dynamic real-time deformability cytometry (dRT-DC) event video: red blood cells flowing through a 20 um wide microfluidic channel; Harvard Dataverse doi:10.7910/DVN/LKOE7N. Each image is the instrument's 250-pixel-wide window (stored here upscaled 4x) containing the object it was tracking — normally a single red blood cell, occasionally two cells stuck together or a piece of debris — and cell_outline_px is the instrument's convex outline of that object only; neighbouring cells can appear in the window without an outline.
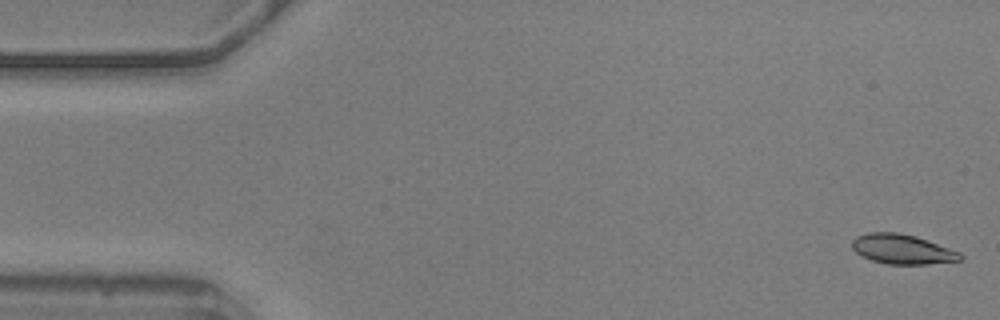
{"species": "common noctule bat (a hibernating species)", "species_latin": "Nyctalus noctula", "temperature_condition": "warm", "stored_images_in_passage": 56, "camera_frame_rate_fps": 3000, "um_per_image_px": 0.085, "animal": {"sex": "male", "body_mass_g": 20.5, "forearm_length_mm": 52.5}, "frame": {"image": 1, "passage_image": 1, "time_ms": 0.0, "image_size_px": [1000, 320], "cell_outline_px": [[964, 256], [960, 260], [928, 264], [888, 264], [872, 260], [860, 256], [852, 248], [852, 240], [856, 236], [868, 232], [896, 232], [916, 236], [960, 252]], "centroid_in_image_um": [76.67, 21.18], "position_along_channel_um": 8.3, "area_um2": 18.73}}
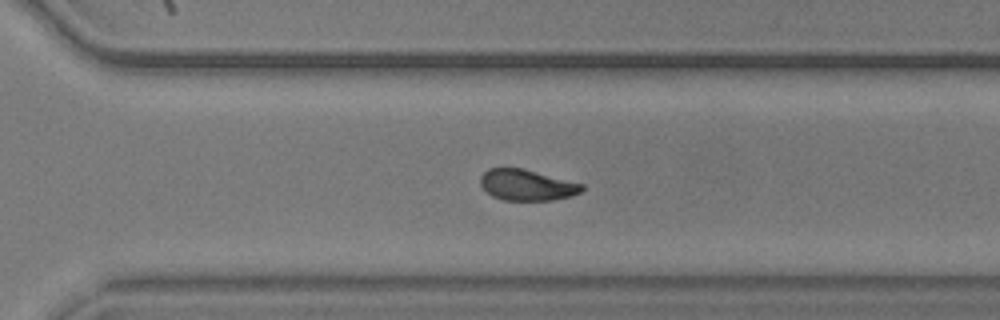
{"frame": {"image": 2, "passage_image": 38, "time_ms": 12.333, "image_size_px": [1000, 320], "cell_outline_px": [[584, 188], [580, 192], [572, 196], [552, 200], [504, 200], [492, 196], [480, 184], [480, 176], [488, 168], [520, 168], [584, 184]], "centroid_in_image_um": [44.78, 15.73], "position_along_channel_um": 325.8, "area_um2": 18.15}}
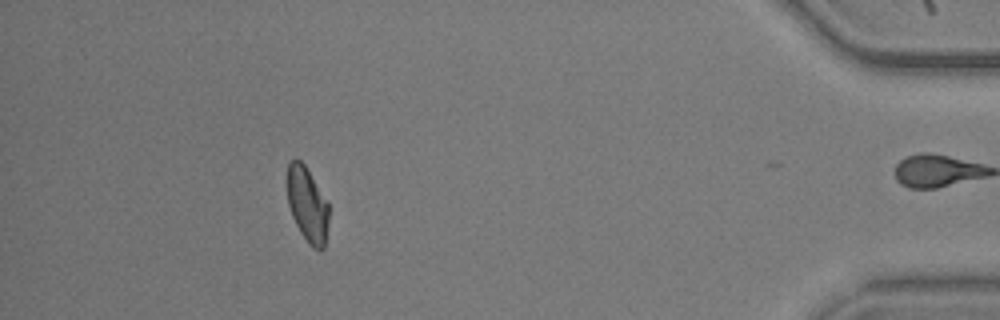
{"frame": {"image": 3, "passage_image": 50, "time_ms": 16.333, "image_size_px": [1000, 320], "cell_outline_px": [[328, 224], [324, 248], [320, 252], [312, 248], [308, 244], [300, 232], [292, 216], [288, 204], [284, 180], [288, 164], [292, 160], [300, 160], [304, 164], [328, 204]], "centroid_in_image_um": [26.07, 17.4], "position_along_channel_um": 409.1, "area_um2": 18.44}, "authors_computed_cell_mechanics": {"area_um2": 19.3052, "velocity_mm_per_s": 3.5854, "shape_relaxation_time_tau1_ms": 5.5943, "shape_relaxation_time_tau2_ms": 3.1685, "deformation_change_tau1": 0.1395, "deformation_change_tau2": 0.0756}}